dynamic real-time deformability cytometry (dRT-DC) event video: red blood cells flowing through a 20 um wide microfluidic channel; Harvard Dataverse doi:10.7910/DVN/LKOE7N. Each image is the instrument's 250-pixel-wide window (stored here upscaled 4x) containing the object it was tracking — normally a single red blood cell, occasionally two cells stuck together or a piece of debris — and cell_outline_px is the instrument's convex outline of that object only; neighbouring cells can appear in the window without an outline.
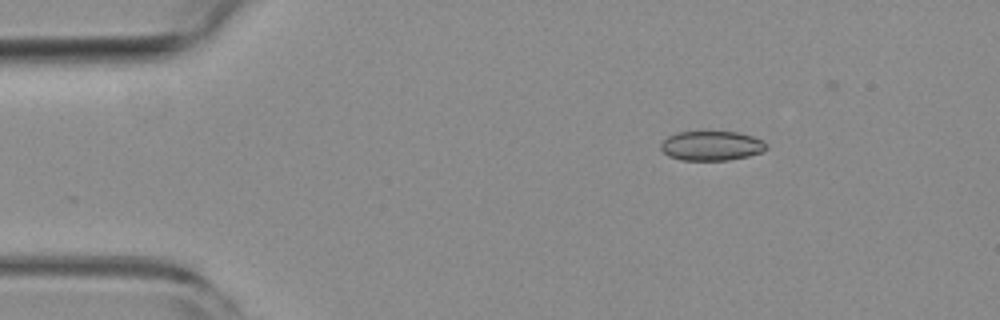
{"species": "common noctule bat (a hibernating species)", "species_latin": "Nyctalus noctula", "temperature_condition": "room temperature", "stored_images_in_passage": 47, "camera_frame_rate_fps": 3000, "um_per_image_px": 0.085, "animal": {"sex": "female", "body_mass_g": 19.3, "forearm_length_mm": 54.1}, "frame": {"image": 1, "passage_image": 1, "time_ms": 0.0, "image_size_px": [1000, 320], "cell_outline_px": [[768, 148], [764, 152], [748, 156], [728, 160], [680, 160], [668, 156], [660, 148], [660, 144], [668, 136], [680, 132], [736, 132], [752, 136], [764, 140], [768, 144]], "centroid_in_image_um": [60.52, 12.4], "position_along_channel_um": 24.5, "area_um2": 18.26}}
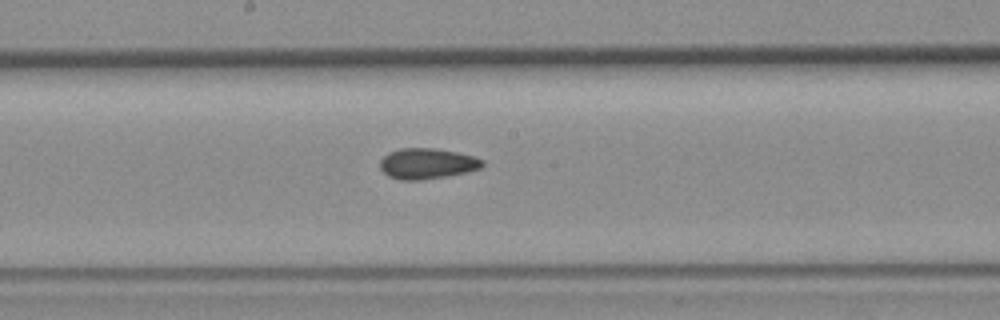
{"frame": {"image": 2, "passage_image": 21, "time_ms": 6.667, "image_size_px": [1000, 320], "cell_outline_px": [[484, 164], [480, 168], [468, 172], [448, 176], [420, 180], [400, 180], [388, 176], [380, 168], [380, 160], [388, 152], [400, 148], [432, 148], [456, 152], [472, 156], [484, 160]], "centroid_in_image_um": [36.29, 13.91], "position_along_channel_um": 211.9, "area_um2": 18.32}}
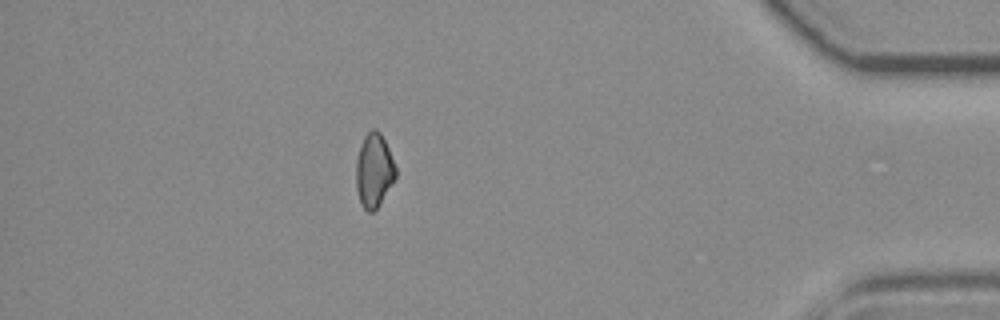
{"frame": {"image": 3, "passage_image": 40, "time_ms": 13.0, "image_size_px": [1000, 320], "cell_outline_px": [[396, 176], [380, 204], [372, 212], [368, 212], [360, 204], [356, 188], [356, 160], [364, 136], [372, 128], [376, 128], [380, 132], [388, 148], [396, 168]], "centroid_in_image_um": [31.78, 14.49], "position_along_channel_um": 403.4, "area_um2": 16.94}, "authors_computed_cell_mechanics": {"area_um2": 17.9758, "velocity_mm_per_s": 3.8118, "shape_relaxation_time_tau1_ms": null, "shape_relaxation_time_tau2_ms": 2.973, "deformation_change_tau1": null, "deformation_change_tau2": 0.0837}}